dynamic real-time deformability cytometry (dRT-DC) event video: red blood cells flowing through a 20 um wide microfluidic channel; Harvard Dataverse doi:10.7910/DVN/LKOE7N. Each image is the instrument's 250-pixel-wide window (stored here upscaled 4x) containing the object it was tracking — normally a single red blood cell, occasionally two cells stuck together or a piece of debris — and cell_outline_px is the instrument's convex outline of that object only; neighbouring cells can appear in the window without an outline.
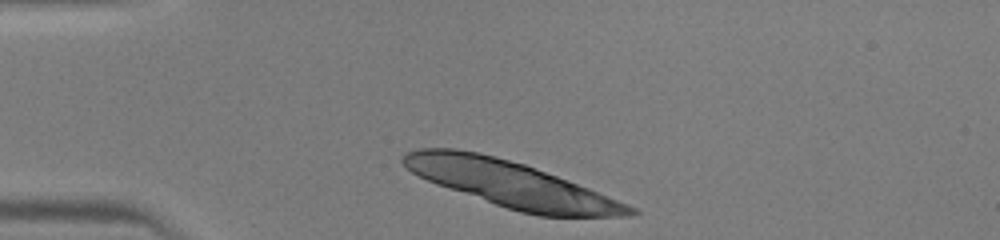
{"species": "human", "species_latin": "Homo sapiens", "temperature_condition": "warm", "stored_images_in_passage": 31, "camera_frame_rate_fps": 3000, "um_per_image_px": 0.085, "donor": {"sex": "male"}, "frame": {"image": 1, "passage_image": 1, "time_ms": 0.0, "image_size_px": [1000, 240], "cell_outline_px": [[640, 212], [632, 216], [540, 216], [520, 212], [436, 184], [412, 172], [400, 160], [400, 156], [404, 152], [420, 148], [456, 148], [480, 152], [496, 156], [524, 164], [588, 188], [636, 208]], "centroid_in_image_um": [43.4, 15.63], "position_along_channel_um": 41.6, "area_um2": 59.71}}
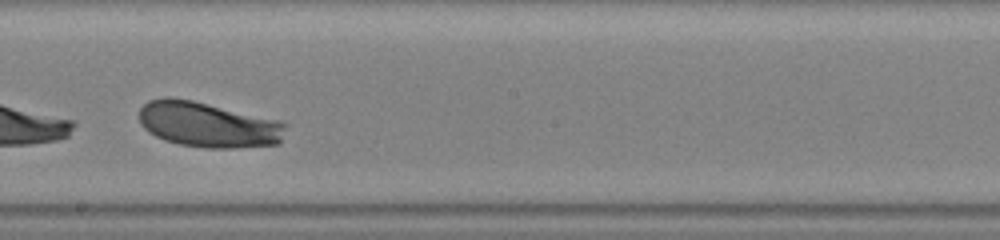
{"frame": {"image": 2, "passage_image": 17, "time_ms": 5.333, "image_size_px": [1000, 240], "cell_outline_px": [[288, 124], [280, 144], [232, 148], [204, 148], [180, 144], [164, 140], [148, 132], [140, 124], [140, 108], [148, 100], [164, 96], [168, 96], [192, 100], [284, 120]], "centroid_in_image_um": [17.73, 10.58], "position_along_channel_um": 230.5, "area_um2": 39.42}}
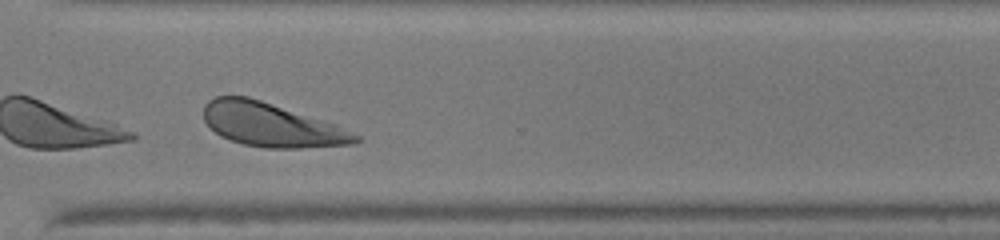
{"frame": {"image": 3, "passage_image": 25, "time_ms": 8.0, "image_size_px": [1000, 240], "cell_outline_px": [[364, 140], [356, 144], [300, 148], [264, 148], [244, 144], [220, 136], [204, 120], [204, 104], [208, 100], [216, 96], [248, 96], [336, 124], [360, 136]], "centroid_in_image_um": [23.1, 10.62], "position_along_channel_um": 347.5, "area_um2": 38.67}}